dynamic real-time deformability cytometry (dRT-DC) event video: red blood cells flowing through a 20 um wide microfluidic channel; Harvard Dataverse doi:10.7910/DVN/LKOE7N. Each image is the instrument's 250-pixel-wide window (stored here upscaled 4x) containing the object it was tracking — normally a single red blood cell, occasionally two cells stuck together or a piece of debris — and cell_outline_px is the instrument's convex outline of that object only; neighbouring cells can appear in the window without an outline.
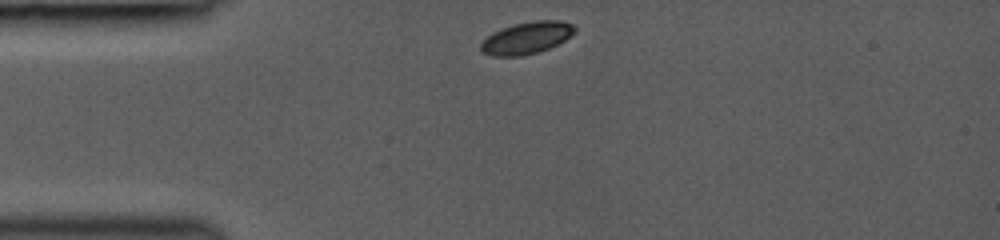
{"species": "common noctule bat (a hibernating species)", "species_latin": "Nyctalus noctula", "temperature_condition": "room temperature", "stored_images_in_passage": 31, "camera_frame_rate_fps": 3000, "um_per_image_px": 0.085, "animal": {"sex": "female", "body_mass_g": 19.0, "forearm_length_mm": 53.3}, "frame": {"image": 1, "passage_image": 1, "time_ms": 0.0, "image_size_px": [1000, 240], "cell_outline_px": [[576, 32], [564, 40], [548, 48], [536, 52], [520, 56], [492, 56], [480, 52], [480, 44], [492, 32], [512, 24], [532, 20], [560, 20], [572, 24], [576, 28]], "centroid_in_image_um": [44.75, 3.21], "position_along_channel_um": 40.3, "area_um2": 17.57}}
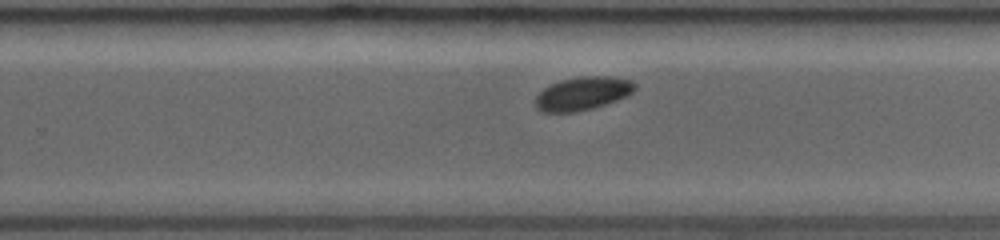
{"frame": {"image": 2, "passage_image": 20, "time_ms": 6.333, "image_size_px": [1000, 240], "cell_outline_px": [[636, 88], [628, 96], [592, 108], [576, 112], [540, 112], [536, 108], [536, 96], [544, 88], [560, 80], [580, 76], [608, 76], [632, 80], [636, 84]], "centroid_in_image_um": [49.53, 7.94], "position_along_channel_um": 280.3, "area_um2": 19.31}}
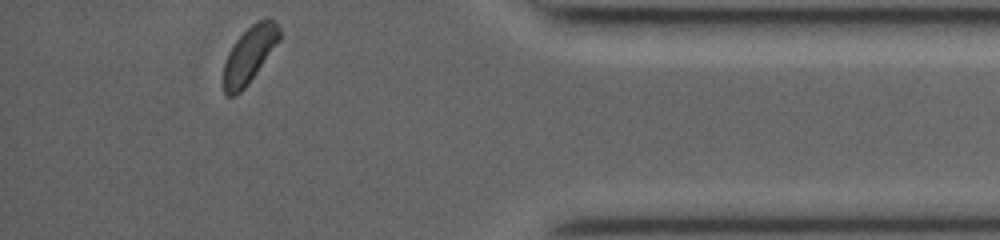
{"frame": {"image": 3, "passage_image": 31, "time_ms": 10.0, "image_size_px": [1000, 240], "cell_outline_px": [[280, 40], [248, 84], [236, 96], [228, 96], [224, 92], [224, 64], [228, 52], [236, 40], [252, 24], [260, 20], [272, 20], [280, 28]], "centroid_in_image_um": [21.19, 4.68], "position_along_channel_um": 414.0, "area_um2": 17.98}, "authors_computed_cell_mechanics": {"area_um2": 19.1896, "velocity_mm_per_s": 4.2312, "shape_relaxation_time_tau1_ms": 0.6801, "shape_relaxation_time_tau2_ms": null, "deformation_change_tau1": 0.0501, "deformation_change_tau2": null}}